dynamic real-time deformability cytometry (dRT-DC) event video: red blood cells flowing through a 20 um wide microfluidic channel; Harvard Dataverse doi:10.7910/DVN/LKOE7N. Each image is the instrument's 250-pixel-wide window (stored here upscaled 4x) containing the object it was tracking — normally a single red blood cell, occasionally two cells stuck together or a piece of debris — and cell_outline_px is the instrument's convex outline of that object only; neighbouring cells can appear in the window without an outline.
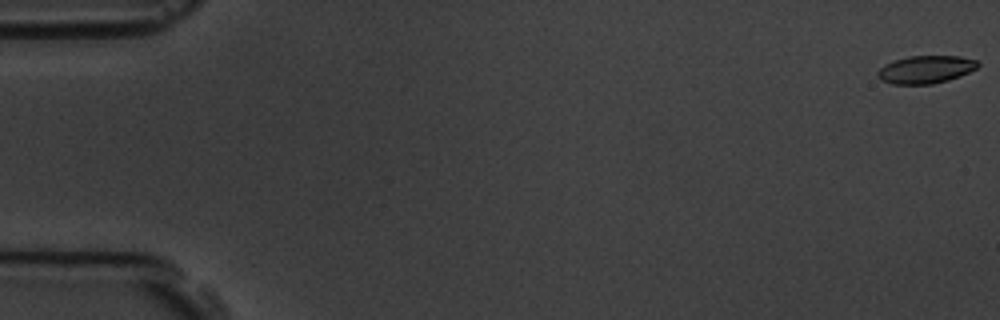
{"species": "common noctule bat (a hibernating species)", "species_latin": "Nyctalus noctula", "temperature_condition": "room temperature", "stored_images_in_passage": 9, "camera_frame_rate_fps": 3000, "um_per_image_px": 0.085, "animal": {"sex": "male", "body_mass_g": 19.5, "forearm_length_mm": 54.6}, "frame": {"image": 1, "passage_image": 1, "time_ms": 0.0, "image_size_px": [1000, 320], "cell_outline_px": [[980, 64], [976, 68], [960, 76], [948, 80], [932, 84], [892, 84], [880, 80], [876, 76], [876, 72], [884, 64], [908, 56], [960, 56], [976, 60]], "centroid_in_image_um": [78.65, 5.91], "position_along_channel_um": 6.3, "area_um2": 16.24}}
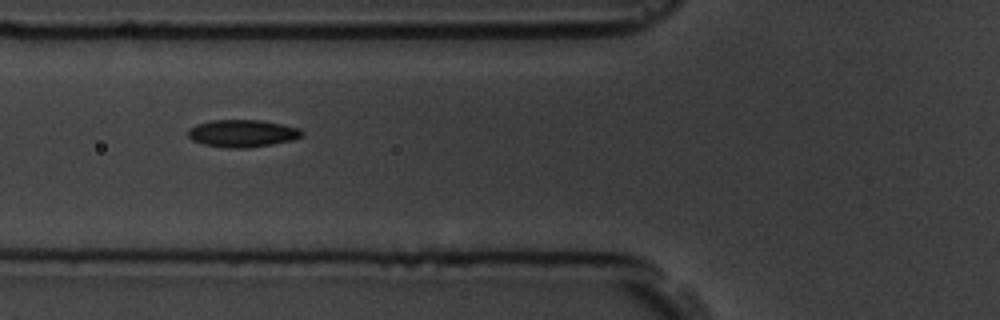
{"frame": {"image": 2, "passage_image": 7, "time_ms": 7.0, "image_size_px": [1000, 320], "cell_outline_px": [[304, 136], [292, 140], [272, 144], [244, 148], [224, 148], [204, 144], [192, 140], [188, 136], [188, 128], [196, 124], [212, 120], [260, 120], [284, 124], [300, 128], [304, 132]], "centroid_in_image_um": [20.62, 11.33], "position_along_channel_um": 105.2, "area_um2": 18.32}}
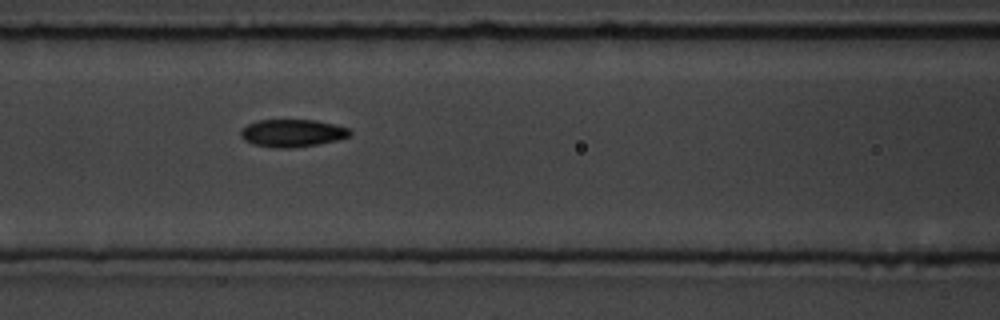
{"frame": {"image": 3, "passage_image": 8, "time_ms": 8.0, "image_size_px": [1000, 320], "cell_outline_px": [[352, 132], [348, 136], [336, 140], [320, 144], [296, 148], [276, 148], [252, 144], [244, 140], [240, 136], [240, 132], [248, 124], [256, 120], [316, 120], [348, 128]], "centroid_in_image_um": [24.82, 11.32], "position_along_channel_um": 141.8, "area_um2": 17.57}}